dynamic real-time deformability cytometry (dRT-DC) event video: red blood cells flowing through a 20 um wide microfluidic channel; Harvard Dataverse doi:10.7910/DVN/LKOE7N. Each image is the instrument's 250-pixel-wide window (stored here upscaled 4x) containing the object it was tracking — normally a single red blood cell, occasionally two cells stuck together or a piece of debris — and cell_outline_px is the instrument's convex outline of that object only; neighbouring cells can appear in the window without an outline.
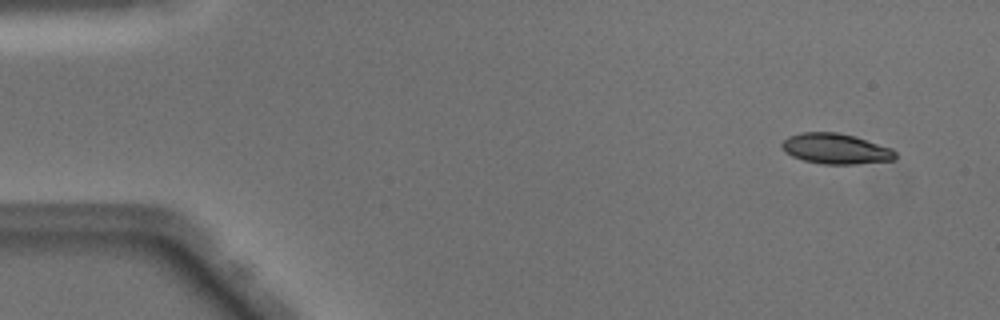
{"species": "Egyptian fruit bat (a non-hibernating species)", "species_latin": "Rousettus aegyptiacus", "temperature_condition": "warm", "stored_images_in_passage": 47, "camera_frame_rate_fps": 3000, "um_per_image_px": 0.085, "animal": {"sex": "male"}, "frame": {"image": 1, "passage_image": 1, "time_ms": 0.0, "image_size_px": [1000, 320], "cell_outline_px": [[896, 156], [892, 160], [856, 164], [820, 164], [804, 160], [792, 156], [784, 152], [780, 144], [788, 136], [804, 132], [836, 132], [856, 136], [892, 148], [896, 152]], "centroid_in_image_um": [71.03, 12.64], "position_along_channel_um": 14.0, "area_um2": 20.23}}
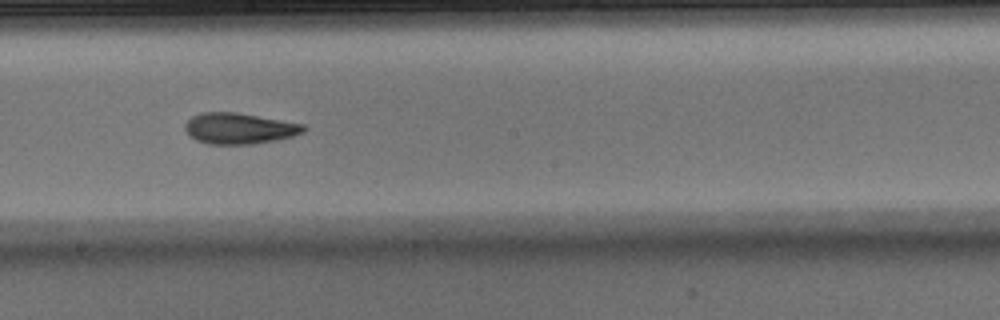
{"frame": {"image": 2, "passage_image": 25, "time_ms": 8.0, "image_size_px": [1000, 320], "cell_outline_px": [[308, 128], [304, 132], [292, 136], [276, 140], [252, 144], [208, 144], [196, 140], [184, 128], [184, 124], [192, 116], [200, 112], [236, 112], [304, 124]], "centroid_in_image_um": [20.34, 10.91], "position_along_channel_um": 227.9, "area_um2": 21.39}}
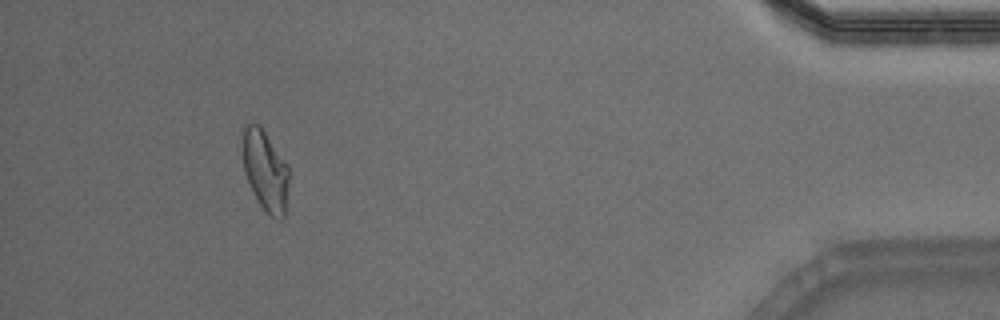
{"frame": {"image": 3, "passage_image": 43, "time_ms": 14.0, "image_size_px": [1000, 320], "cell_outline_px": [[288, 184], [284, 220], [276, 220], [260, 204], [252, 192], [244, 172], [240, 148], [240, 144], [244, 124], [252, 120], [260, 124], [288, 164]], "centroid_in_image_um": [22.5, 14.4], "position_along_channel_um": 412.7, "area_um2": 22.54}, "authors_computed_cell_mechanics": {"area_um2": 21.386, "velocity_mm_per_s": 4.0907, "shape_relaxation_time_tau1_ms": 8.3414, "shape_relaxation_time_tau2_ms": 2.9235, "deformation_change_tau1": 0.2623, "deformation_change_tau2": 0.1036}}